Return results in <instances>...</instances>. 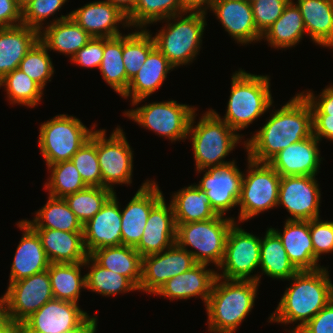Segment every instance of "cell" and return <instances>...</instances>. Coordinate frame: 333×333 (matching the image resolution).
Segmentation results:
<instances>
[{"instance_id": "cell-7", "label": "cell", "mask_w": 333, "mask_h": 333, "mask_svg": "<svg viewBox=\"0 0 333 333\" xmlns=\"http://www.w3.org/2000/svg\"><path fill=\"white\" fill-rule=\"evenodd\" d=\"M235 222L233 217L217 215L204 221L176 223L175 243L187 250L196 263H212L217 269L224 258L228 232Z\"/></svg>"}, {"instance_id": "cell-30", "label": "cell", "mask_w": 333, "mask_h": 333, "mask_svg": "<svg viewBox=\"0 0 333 333\" xmlns=\"http://www.w3.org/2000/svg\"><path fill=\"white\" fill-rule=\"evenodd\" d=\"M39 40V31L20 24L0 27V80L19 68L20 61Z\"/></svg>"}, {"instance_id": "cell-54", "label": "cell", "mask_w": 333, "mask_h": 333, "mask_svg": "<svg viewBox=\"0 0 333 333\" xmlns=\"http://www.w3.org/2000/svg\"><path fill=\"white\" fill-rule=\"evenodd\" d=\"M313 135L321 142L333 141V115H312Z\"/></svg>"}, {"instance_id": "cell-31", "label": "cell", "mask_w": 333, "mask_h": 333, "mask_svg": "<svg viewBox=\"0 0 333 333\" xmlns=\"http://www.w3.org/2000/svg\"><path fill=\"white\" fill-rule=\"evenodd\" d=\"M307 36L319 46L333 49V0H296Z\"/></svg>"}, {"instance_id": "cell-29", "label": "cell", "mask_w": 333, "mask_h": 333, "mask_svg": "<svg viewBox=\"0 0 333 333\" xmlns=\"http://www.w3.org/2000/svg\"><path fill=\"white\" fill-rule=\"evenodd\" d=\"M39 236L50 263H80L88 256L83 232H66L48 228H32Z\"/></svg>"}, {"instance_id": "cell-22", "label": "cell", "mask_w": 333, "mask_h": 333, "mask_svg": "<svg viewBox=\"0 0 333 333\" xmlns=\"http://www.w3.org/2000/svg\"><path fill=\"white\" fill-rule=\"evenodd\" d=\"M176 223L171 202L163 197L152 209L145 225L142 238L135 247L144 257L160 253L175 244Z\"/></svg>"}, {"instance_id": "cell-57", "label": "cell", "mask_w": 333, "mask_h": 333, "mask_svg": "<svg viewBox=\"0 0 333 333\" xmlns=\"http://www.w3.org/2000/svg\"><path fill=\"white\" fill-rule=\"evenodd\" d=\"M97 316H88L79 326L72 330H67L62 333H96L97 329Z\"/></svg>"}, {"instance_id": "cell-26", "label": "cell", "mask_w": 333, "mask_h": 333, "mask_svg": "<svg viewBox=\"0 0 333 333\" xmlns=\"http://www.w3.org/2000/svg\"><path fill=\"white\" fill-rule=\"evenodd\" d=\"M175 68L155 46L137 74L130 80L126 92L121 98H131V106H137L156 92L167 78L170 70Z\"/></svg>"}, {"instance_id": "cell-23", "label": "cell", "mask_w": 333, "mask_h": 333, "mask_svg": "<svg viewBox=\"0 0 333 333\" xmlns=\"http://www.w3.org/2000/svg\"><path fill=\"white\" fill-rule=\"evenodd\" d=\"M208 266L197 263L190 270L165 282L154 295L163 296L170 301L198 297L206 306L217 277V270L207 269Z\"/></svg>"}, {"instance_id": "cell-5", "label": "cell", "mask_w": 333, "mask_h": 333, "mask_svg": "<svg viewBox=\"0 0 333 333\" xmlns=\"http://www.w3.org/2000/svg\"><path fill=\"white\" fill-rule=\"evenodd\" d=\"M196 116L195 111L187 136L192 142L195 169L223 166L235 161L224 159L237 147L244 135L237 133L211 109L203 113L197 123Z\"/></svg>"}, {"instance_id": "cell-8", "label": "cell", "mask_w": 333, "mask_h": 333, "mask_svg": "<svg viewBox=\"0 0 333 333\" xmlns=\"http://www.w3.org/2000/svg\"><path fill=\"white\" fill-rule=\"evenodd\" d=\"M97 125L87 128L73 115L59 114L39 127L38 145L46 165L70 161L73 155L90 138Z\"/></svg>"}, {"instance_id": "cell-21", "label": "cell", "mask_w": 333, "mask_h": 333, "mask_svg": "<svg viewBox=\"0 0 333 333\" xmlns=\"http://www.w3.org/2000/svg\"><path fill=\"white\" fill-rule=\"evenodd\" d=\"M319 144L312 134L282 149L268 164L281 176H317L323 159L320 158Z\"/></svg>"}, {"instance_id": "cell-12", "label": "cell", "mask_w": 333, "mask_h": 333, "mask_svg": "<svg viewBox=\"0 0 333 333\" xmlns=\"http://www.w3.org/2000/svg\"><path fill=\"white\" fill-rule=\"evenodd\" d=\"M96 148L102 176V187L114 190L115 184L130 185L133 176V149L123 129L117 126L109 138L105 129L96 130Z\"/></svg>"}, {"instance_id": "cell-48", "label": "cell", "mask_w": 333, "mask_h": 333, "mask_svg": "<svg viewBox=\"0 0 333 333\" xmlns=\"http://www.w3.org/2000/svg\"><path fill=\"white\" fill-rule=\"evenodd\" d=\"M290 0H256L251 3L257 31L263 35L282 15Z\"/></svg>"}, {"instance_id": "cell-3", "label": "cell", "mask_w": 333, "mask_h": 333, "mask_svg": "<svg viewBox=\"0 0 333 333\" xmlns=\"http://www.w3.org/2000/svg\"><path fill=\"white\" fill-rule=\"evenodd\" d=\"M259 282L216 277L206 304L210 333H235L252 311Z\"/></svg>"}, {"instance_id": "cell-16", "label": "cell", "mask_w": 333, "mask_h": 333, "mask_svg": "<svg viewBox=\"0 0 333 333\" xmlns=\"http://www.w3.org/2000/svg\"><path fill=\"white\" fill-rule=\"evenodd\" d=\"M196 264L193 256L176 243L160 253L144 256L138 291L155 294L165 282Z\"/></svg>"}, {"instance_id": "cell-20", "label": "cell", "mask_w": 333, "mask_h": 333, "mask_svg": "<svg viewBox=\"0 0 333 333\" xmlns=\"http://www.w3.org/2000/svg\"><path fill=\"white\" fill-rule=\"evenodd\" d=\"M70 13V17L95 38H112L122 35L119 30L120 24L123 28L130 27L127 16L106 0L90 2Z\"/></svg>"}, {"instance_id": "cell-10", "label": "cell", "mask_w": 333, "mask_h": 333, "mask_svg": "<svg viewBox=\"0 0 333 333\" xmlns=\"http://www.w3.org/2000/svg\"><path fill=\"white\" fill-rule=\"evenodd\" d=\"M198 108L175 100L152 102L123 112L125 117L168 140L185 141L191 118Z\"/></svg>"}, {"instance_id": "cell-47", "label": "cell", "mask_w": 333, "mask_h": 333, "mask_svg": "<svg viewBox=\"0 0 333 333\" xmlns=\"http://www.w3.org/2000/svg\"><path fill=\"white\" fill-rule=\"evenodd\" d=\"M66 2L67 0H32L22 9V24L40 32L45 20L55 15Z\"/></svg>"}, {"instance_id": "cell-9", "label": "cell", "mask_w": 333, "mask_h": 333, "mask_svg": "<svg viewBox=\"0 0 333 333\" xmlns=\"http://www.w3.org/2000/svg\"><path fill=\"white\" fill-rule=\"evenodd\" d=\"M247 171L241 185L238 201L240 224L254 218L260 213L274 209L278 204L281 175L268 163H258L249 159L247 154Z\"/></svg>"}, {"instance_id": "cell-56", "label": "cell", "mask_w": 333, "mask_h": 333, "mask_svg": "<svg viewBox=\"0 0 333 333\" xmlns=\"http://www.w3.org/2000/svg\"><path fill=\"white\" fill-rule=\"evenodd\" d=\"M0 333H19L18 326L12 321L0 299Z\"/></svg>"}, {"instance_id": "cell-38", "label": "cell", "mask_w": 333, "mask_h": 333, "mask_svg": "<svg viewBox=\"0 0 333 333\" xmlns=\"http://www.w3.org/2000/svg\"><path fill=\"white\" fill-rule=\"evenodd\" d=\"M88 267L86 275V289L102 296H116L119 293L138 291V288L125 276L105 269L98 265L89 255L84 261V268Z\"/></svg>"}, {"instance_id": "cell-34", "label": "cell", "mask_w": 333, "mask_h": 333, "mask_svg": "<svg viewBox=\"0 0 333 333\" xmlns=\"http://www.w3.org/2000/svg\"><path fill=\"white\" fill-rule=\"evenodd\" d=\"M171 197L175 223L204 221L217 216L207 195L195 183L174 192Z\"/></svg>"}, {"instance_id": "cell-32", "label": "cell", "mask_w": 333, "mask_h": 333, "mask_svg": "<svg viewBox=\"0 0 333 333\" xmlns=\"http://www.w3.org/2000/svg\"><path fill=\"white\" fill-rule=\"evenodd\" d=\"M89 256L101 267L127 277L138 289L142 278V256L131 246L94 250Z\"/></svg>"}, {"instance_id": "cell-58", "label": "cell", "mask_w": 333, "mask_h": 333, "mask_svg": "<svg viewBox=\"0 0 333 333\" xmlns=\"http://www.w3.org/2000/svg\"><path fill=\"white\" fill-rule=\"evenodd\" d=\"M117 7L127 17L134 11L137 0H106Z\"/></svg>"}, {"instance_id": "cell-35", "label": "cell", "mask_w": 333, "mask_h": 333, "mask_svg": "<svg viewBox=\"0 0 333 333\" xmlns=\"http://www.w3.org/2000/svg\"><path fill=\"white\" fill-rule=\"evenodd\" d=\"M261 237L259 270L273 279L289 280L298 270L290 262L278 235L269 227Z\"/></svg>"}, {"instance_id": "cell-1", "label": "cell", "mask_w": 333, "mask_h": 333, "mask_svg": "<svg viewBox=\"0 0 333 333\" xmlns=\"http://www.w3.org/2000/svg\"><path fill=\"white\" fill-rule=\"evenodd\" d=\"M272 109L266 123L248 140L242 141L249 159L268 163L277 153L313 134L312 110L302 93H297L280 109Z\"/></svg>"}, {"instance_id": "cell-33", "label": "cell", "mask_w": 333, "mask_h": 333, "mask_svg": "<svg viewBox=\"0 0 333 333\" xmlns=\"http://www.w3.org/2000/svg\"><path fill=\"white\" fill-rule=\"evenodd\" d=\"M290 0L282 15L266 30L261 39L277 49L295 47L306 35L304 21L299 7Z\"/></svg>"}, {"instance_id": "cell-39", "label": "cell", "mask_w": 333, "mask_h": 333, "mask_svg": "<svg viewBox=\"0 0 333 333\" xmlns=\"http://www.w3.org/2000/svg\"><path fill=\"white\" fill-rule=\"evenodd\" d=\"M122 54L123 34L117 37L104 38V51L99 70L107 85L120 96L127 90V75Z\"/></svg>"}, {"instance_id": "cell-51", "label": "cell", "mask_w": 333, "mask_h": 333, "mask_svg": "<svg viewBox=\"0 0 333 333\" xmlns=\"http://www.w3.org/2000/svg\"><path fill=\"white\" fill-rule=\"evenodd\" d=\"M296 333H333V299Z\"/></svg>"}, {"instance_id": "cell-6", "label": "cell", "mask_w": 333, "mask_h": 333, "mask_svg": "<svg viewBox=\"0 0 333 333\" xmlns=\"http://www.w3.org/2000/svg\"><path fill=\"white\" fill-rule=\"evenodd\" d=\"M164 21L165 26L153 36L155 46L174 68L190 64L200 53L206 14L186 12Z\"/></svg>"}, {"instance_id": "cell-52", "label": "cell", "mask_w": 333, "mask_h": 333, "mask_svg": "<svg viewBox=\"0 0 333 333\" xmlns=\"http://www.w3.org/2000/svg\"><path fill=\"white\" fill-rule=\"evenodd\" d=\"M309 101L312 115H333V85H327L318 96L311 90L301 92Z\"/></svg>"}, {"instance_id": "cell-50", "label": "cell", "mask_w": 333, "mask_h": 333, "mask_svg": "<svg viewBox=\"0 0 333 333\" xmlns=\"http://www.w3.org/2000/svg\"><path fill=\"white\" fill-rule=\"evenodd\" d=\"M104 51V38L92 39L82 47L75 56L71 59V62L81 67L98 68L101 65Z\"/></svg>"}, {"instance_id": "cell-42", "label": "cell", "mask_w": 333, "mask_h": 333, "mask_svg": "<svg viewBox=\"0 0 333 333\" xmlns=\"http://www.w3.org/2000/svg\"><path fill=\"white\" fill-rule=\"evenodd\" d=\"M152 36L147 29H135V32L123 35L122 58L127 75V88L130 80L144 64L149 52L155 47Z\"/></svg>"}, {"instance_id": "cell-2", "label": "cell", "mask_w": 333, "mask_h": 333, "mask_svg": "<svg viewBox=\"0 0 333 333\" xmlns=\"http://www.w3.org/2000/svg\"><path fill=\"white\" fill-rule=\"evenodd\" d=\"M290 280L268 319L271 323L297 324L288 331L296 333L333 299V284L328 268L323 266L314 271H298Z\"/></svg>"}, {"instance_id": "cell-60", "label": "cell", "mask_w": 333, "mask_h": 333, "mask_svg": "<svg viewBox=\"0 0 333 333\" xmlns=\"http://www.w3.org/2000/svg\"><path fill=\"white\" fill-rule=\"evenodd\" d=\"M214 1H247V0H214Z\"/></svg>"}, {"instance_id": "cell-11", "label": "cell", "mask_w": 333, "mask_h": 333, "mask_svg": "<svg viewBox=\"0 0 333 333\" xmlns=\"http://www.w3.org/2000/svg\"><path fill=\"white\" fill-rule=\"evenodd\" d=\"M261 237L242 229L238 223L230 228L222 263L217 276L229 280H251L260 283L261 275L253 274L260 265Z\"/></svg>"}, {"instance_id": "cell-53", "label": "cell", "mask_w": 333, "mask_h": 333, "mask_svg": "<svg viewBox=\"0 0 333 333\" xmlns=\"http://www.w3.org/2000/svg\"><path fill=\"white\" fill-rule=\"evenodd\" d=\"M22 24V9L16 0H0V27Z\"/></svg>"}, {"instance_id": "cell-24", "label": "cell", "mask_w": 333, "mask_h": 333, "mask_svg": "<svg viewBox=\"0 0 333 333\" xmlns=\"http://www.w3.org/2000/svg\"><path fill=\"white\" fill-rule=\"evenodd\" d=\"M210 11L237 43L247 45L262 40L248 1H213Z\"/></svg>"}, {"instance_id": "cell-49", "label": "cell", "mask_w": 333, "mask_h": 333, "mask_svg": "<svg viewBox=\"0 0 333 333\" xmlns=\"http://www.w3.org/2000/svg\"><path fill=\"white\" fill-rule=\"evenodd\" d=\"M310 235L314 257L319 262L321 255L333 252V221L320 218L310 220Z\"/></svg>"}, {"instance_id": "cell-41", "label": "cell", "mask_w": 333, "mask_h": 333, "mask_svg": "<svg viewBox=\"0 0 333 333\" xmlns=\"http://www.w3.org/2000/svg\"><path fill=\"white\" fill-rule=\"evenodd\" d=\"M180 0H137L134 11L127 17L130 29H147L149 24L182 14Z\"/></svg>"}, {"instance_id": "cell-46", "label": "cell", "mask_w": 333, "mask_h": 333, "mask_svg": "<svg viewBox=\"0 0 333 333\" xmlns=\"http://www.w3.org/2000/svg\"><path fill=\"white\" fill-rule=\"evenodd\" d=\"M71 161L89 187H102V176L96 148V129L90 138L73 155Z\"/></svg>"}, {"instance_id": "cell-14", "label": "cell", "mask_w": 333, "mask_h": 333, "mask_svg": "<svg viewBox=\"0 0 333 333\" xmlns=\"http://www.w3.org/2000/svg\"><path fill=\"white\" fill-rule=\"evenodd\" d=\"M236 163L233 161L223 166L196 170L198 174L201 172L204 174L196 186L205 192L211 208L217 215L224 216L229 210L238 206L243 172Z\"/></svg>"}, {"instance_id": "cell-44", "label": "cell", "mask_w": 333, "mask_h": 333, "mask_svg": "<svg viewBox=\"0 0 333 333\" xmlns=\"http://www.w3.org/2000/svg\"><path fill=\"white\" fill-rule=\"evenodd\" d=\"M114 194L106 187H86L74 194L67 195L64 200L82 223L86 224Z\"/></svg>"}, {"instance_id": "cell-45", "label": "cell", "mask_w": 333, "mask_h": 333, "mask_svg": "<svg viewBox=\"0 0 333 333\" xmlns=\"http://www.w3.org/2000/svg\"><path fill=\"white\" fill-rule=\"evenodd\" d=\"M46 46L38 40L20 61L19 69L43 89L51 81L55 68ZM48 81V82H47Z\"/></svg>"}, {"instance_id": "cell-37", "label": "cell", "mask_w": 333, "mask_h": 333, "mask_svg": "<svg viewBox=\"0 0 333 333\" xmlns=\"http://www.w3.org/2000/svg\"><path fill=\"white\" fill-rule=\"evenodd\" d=\"M33 220L23 219L31 228L83 232V225L64 198L48 196L46 204L35 212Z\"/></svg>"}, {"instance_id": "cell-61", "label": "cell", "mask_w": 333, "mask_h": 333, "mask_svg": "<svg viewBox=\"0 0 333 333\" xmlns=\"http://www.w3.org/2000/svg\"><path fill=\"white\" fill-rule=\"evenodd\" d=\"M249 3H252V2H254V1H256V0H247Z\"/></svg>"}, {"instance_id": "cell-18", "label": "cell", "mask_w": 333, "mask_h": 333, "mask_svg": "<svg viewBox=\"0 0 333 333\" xmlns=\"http://www.w3.org/2000/svg\"><path fill=\"white\" fill-rule=\"evenodd\" d=\"M156 181L146 180L121 210L122 245L136 247L143 235L151 209L163 198Z\"/></svg>"}, {"instance_id": "cell-19", "label": "cell", "mask_w": 333, "mask_h": 333, "mask_svg": "<svg viewBox=\"0 0 333 333\" xmlns=\"http://www.w3.org/2000/svg\"><path fill=\"white\" fill-rule=\"evenodd\" d=\"M121 209L114 192L102 208L83 225V243L88 255L103 247L122 245Z\"/></svg>"}, {"instance_id": "cell-4", "label": "cell", "mask_w": 333, "mask_h": 333, "mask_svg": "<svg viewBox=\"0 0 333 333\" xmlns=\"http://www.w3.org/2000/svg\"><path fill=\"white\" fill-rule=\"evenodd\" d=\"M270 76L248 73L242 68L231 76V90L226 114L211 110L236 132H240L273 107Z\"/></svg>"}, {"instance_id": "cell-25", "label": "cell", "mask_w": 333, "mask_h": 333, "mask_svg": "<svg viewBox=\"0 0 333 333\" xmlns=\"http://www.w3.org/2000/svg\"><path fill=\"white\" fill-rule=\"evenodd\" d=\"M17 226L23 232L11 264L9 283L41 273L50 265L38 234L23 219Z\"/></svg>"}, {"instance_id": "cell-40", "label": "cell", "mask_w": 333, "mask_h": 333, "mask_svg": "<svg viewBox=\"0 0 333 333\" xmlns=\"http://www.w3.org/2000/svg\"><path fill=\"white\" fill-rule=\"evenodd\" d=\"M10 104L34 108L42 100L44 89L19 68L9 72L0 80Z\"/></svg>"}, {"instance_id": "cell-15", "label": "cell", "mask_w": 333, "mask_h": 333, "mask_svg": "<svg viewBox=\"0 0 333 333\" xmlns=\"http://www.w3.org/2000/svg\"><path fill=\"white\" fill-rule=\"evenodd\" d=\"M321 191L316 176H281L278 206L291 215L287 220L320 218Z\"/></svg>"}, {"instance_id": "cell-43", "label": "cell", "mask_w": 333, "mask_h": 333, "mask_svg": "<svg viewBox=\"0 0 333 333\" xmlns=\"http://www.w3.org/2000/svg\"><path fill=\"white\" fill-rule=\"evenodd\" d=\"M51 172L44 188L48 190V195L54 198H65L88 187L76 169L73 162L62 161L46 166Z\"/></svg>"}, {"instance_id": "cell-17", "label": "cell", "mask_w": 333, "mask_h": 333, "mask_svg": "<svg viewBox=\"0 0 333 333\" xmlns=\"http://www.w3.org/2000/svg\"><path fill=\"white\" fill-rule=\"evenodd\" d=\"M89 314L74 302L51 299L27 318L19 333H62L79 326Z\"/></svg>"}, {"instance_id": "cell-27", "label": "cell", "mask_w": 333, "mask_h": 333, "mask_svg": "<svg viewBox=\"0 0 333 333\" xmlns=\"http://www.w3.org/2000/svg\"><path fill=\"white\" fill-rule=\"evenodd\" d=\"M283 231L270 227L281 239L290 262L298 271L318 270L321 265L314 257L310 221L287 220Z\"/></svg>"}, {"instance_id": "cell-28", "label": "cell", "mask_w": 333, "mask_h": 333, "mask_svg": "<svg viewBox=\"0 0 333 333\" xmlns=\"http://www.w3.org/2000/svg\"><path fill=\"white\" fill-rule=\"evenodd\" d=\"M71 13L61 15L46 24L39 32V40L51 52L62 53L69 56L70 60L91 39L80 25L71 17Z\"/></svg>"}, {"instance_id": "cell-55", "label": "cell", "mask_w": 333, "mask_h": 333, "mask_svg": "<svg viewBox=\"0 0 333 333\" xmlns=\"http://www.w3.org/2000/svg\"><path fill=\"white\" fill-rule=\"evenodd\" d=\"M183 13H203L208 14L214 0H180Z\"/></svg>"}, {"instance_id": "cell-36", "label": "cell", "mask_w": 333, "mask_h": 333, "mask_svg": "<svg viewBox=\"0 0 333 333\" xmlns=\"http://www.w3.org/2000/svg\"><path fill=\"white\" fill-rule=\"evenodd\" d=\"M83 266L84 262L50 263L47 270L55 299L78 304L81 290L86 289V275H81Z\"/></svg>"}, {"instance_id": "cell-59", "label": "cell", "mask_w": 333, "mask_h": 333, "mask_svg": "<svg viewBox=\"0 0 333 333\" xmlns=\"http://www.w3.org/2000/svg\"><path fill=\"white\" fill-rule=\"evenodd\" d=\"M18 6L23 9L28 3H30L32 0H16Z\"/></svg>"}, {"instance_id": "cell-13", "label": "cell", "mask_w": 333, "mask_h": 333, "mask_svg": "<svg viewBox=\"0 0 333 333\" xmlns=\"http://www.w3.org/2000/svg\"><path fill=\"white\" fill-rule=\"evenodd\" d=\"M48 270L9 283L0 298L12 321L19 327L49 300L53 299Z\"/></svg>"}]
</instances>
